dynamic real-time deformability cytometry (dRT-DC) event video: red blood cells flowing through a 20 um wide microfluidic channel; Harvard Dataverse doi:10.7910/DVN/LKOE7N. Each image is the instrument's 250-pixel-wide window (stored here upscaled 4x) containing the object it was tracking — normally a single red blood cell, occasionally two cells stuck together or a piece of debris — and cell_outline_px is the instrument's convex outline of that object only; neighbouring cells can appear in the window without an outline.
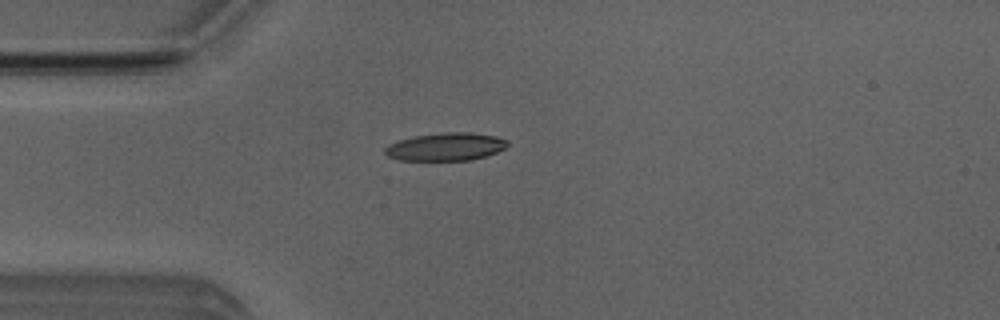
{"species": "Egyptian fruit bat (a non-hibernating species)", "species_latin": "Rousettus aegyptiacus", "temperature_condition": "room temperature", "stored_images_in_passage": 48, "camera_frame_rate_fps": 3000, "um_per_image_px": 0.085, "animal": {"sex": "male"}, "frame": {"image": 1, "passage_image": 10, "time_ms": 3.0, "image_size_px": [1000, 320], "cell_outline_px": [[508, 144], [504, 148], [496, 152], [484, 156], [468, 160], [396, 160], [388, 156], [384, 152], [384, 148], [388, 144], [412, 136], [444, 132], [472, 132], [496, 136], [508, 140]], "centroid_in_image_um": [37.86, 12.46], "position_along_channel_um": 47.1, "area_um2": 19.94}}
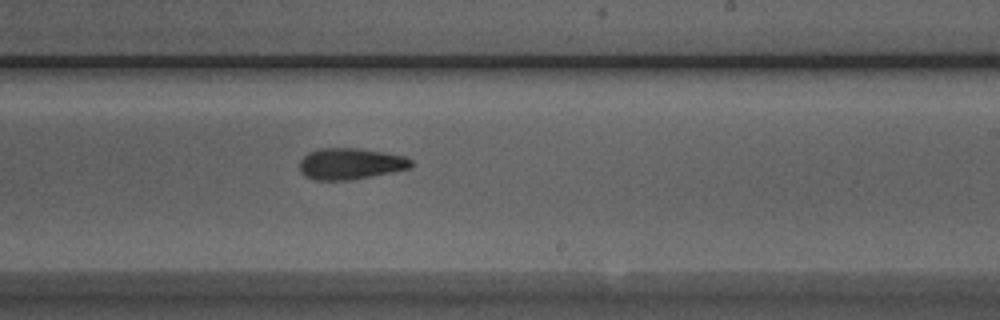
{"frame": {"image": 2, "passage_image": 27, "time_ms": 8.667, "image_size_px": [1000, 320], "cell_outline_px": [[412, 168], [392, 172], [348, 180], [316, 180], [304, 176], [300, 172], [300, 160], [308, 152], [316, 148], [360, 148], [384, 152], [404, 156], [412, 160]], "centroid_in_image_um": [29.77, 13.91], "position_along_channel_um": 259.2, "area_um2": 20.46}}
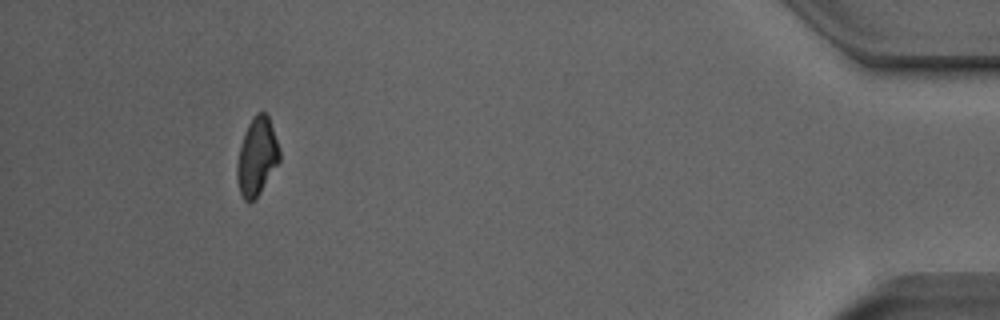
{"frame": {"image": 3, "passage_image": 44, "time_ms": 14.333, "image_size_px": [1000, 320], "cell_outline_px": [[280, 160], [260, 192], [248, 204], [244, 200], [240, 192], [236, 176], [236, 164], [240, 144], [244, 132], [252, 116], [256, 112], [264, 112], [268, 116], [280, 148]], "centroid_in_image_um": [21.82, 13.29], "position_along_channel_um": 413.4, "area_um2": 19.31}, "authors_computed_cell_mechanics": {"area_um2": 20.0855, "velocity_mm_per_s": 3.9659, "shape_relaxation_time_tau1_ms": 4.0149, "shape_relaxation_time_tau2_ms": 3.7639, "deformation_change_tau1": 0.1629, "deformation_change_tau2": 0.1238}}